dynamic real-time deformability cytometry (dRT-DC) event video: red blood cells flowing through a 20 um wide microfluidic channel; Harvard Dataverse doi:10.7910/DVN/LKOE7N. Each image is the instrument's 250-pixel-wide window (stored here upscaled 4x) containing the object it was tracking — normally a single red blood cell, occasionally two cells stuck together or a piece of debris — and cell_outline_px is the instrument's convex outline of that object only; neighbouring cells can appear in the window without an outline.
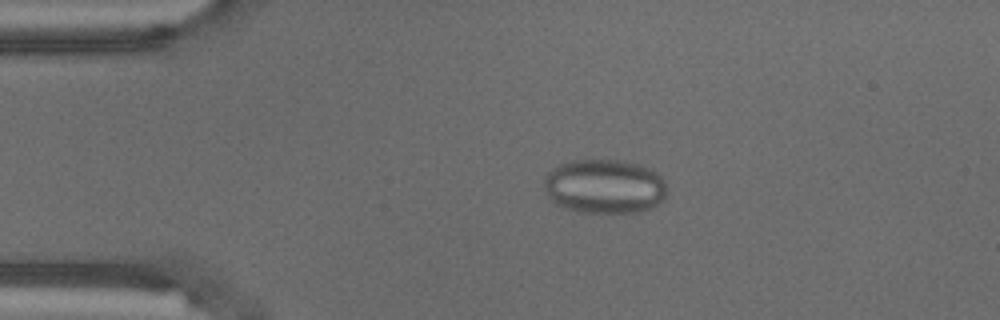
{"species": "common noctule bat (a hibernating species)", "species_latin": "Nyctalus noctula", "temperature_condition": "warm", "stored_images_in_passage": 55, "camera_frame_rate_fps": 3000, "um_per_image_px": 0.085, "animal": {"sex": "male", "body_mass_g": 18.8}, "frame": {"image": 1, "passage_image": 11, "time_ms": 3.333, "image_size_px": [1000, 320], "cell_outline_px": [[668, 192], [652, 208], [640, 212], [576, 212], [564, 208], [556, 204], [548, 196], [544, 188], [544, 176], [552, 168], [560, 164], [572, 160], [620, 160], [636, 164], [648, 168], [656, 172], [664, 180]], "centroid_in_image_um": [51.36, 15.84], "position_along_channel_um": 33.6, "area_um2": 39.02}}
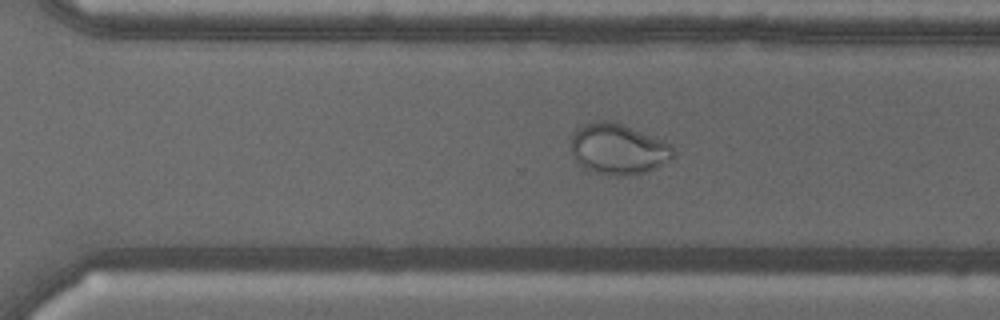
{"frame": {"image": 2, "passage_image": 38, "time_ms": 12.333, "image_size_px": [1000, 320], "cell_outline_px": [[676, 156], [672, 160], [656, 168], [644, 172], [624, 176], [616, 176], [596, 172], [584, 168], [576, 160], [572, 152], [572, 136], [584, 124], [604, 120], [608, 120], [624, 124], [664, 140], [672, 144], [676, 152]], "centroid_in_image_um": [52.63, 12.67], "position_along_channel_um": 318.0, "area_um2": 30.35}}
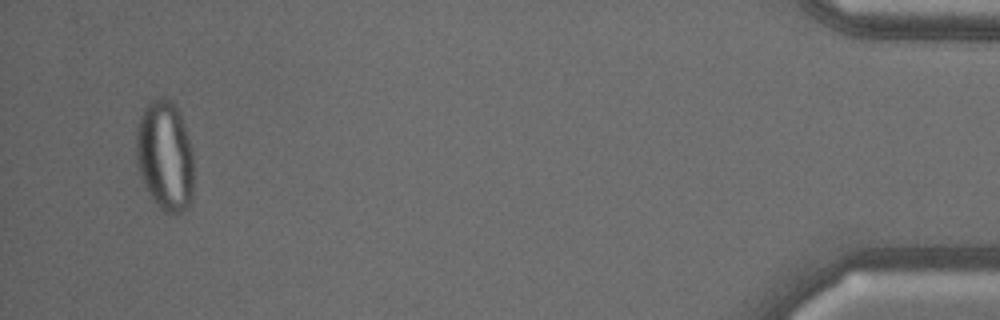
{"frame": {"image": 3, "passage_image": 53, "time_ms": 17.333, "image_size_px": [1000, 320], "cell_outline_px": [[192, 200], [188, 208], [184, 212], [176, 216], [164, 212], [152, 200], [140, 176], [136, 164], [136, 128], [140, 116], [144, 108], [156, 96], [164, 96], [172, 100], [176, 104], [180, 112], [192, 148]], "centroid_in_image_um": [14.02, 13.25], "position_along_channel_um": 421.2, "area_um2": 37.8}}